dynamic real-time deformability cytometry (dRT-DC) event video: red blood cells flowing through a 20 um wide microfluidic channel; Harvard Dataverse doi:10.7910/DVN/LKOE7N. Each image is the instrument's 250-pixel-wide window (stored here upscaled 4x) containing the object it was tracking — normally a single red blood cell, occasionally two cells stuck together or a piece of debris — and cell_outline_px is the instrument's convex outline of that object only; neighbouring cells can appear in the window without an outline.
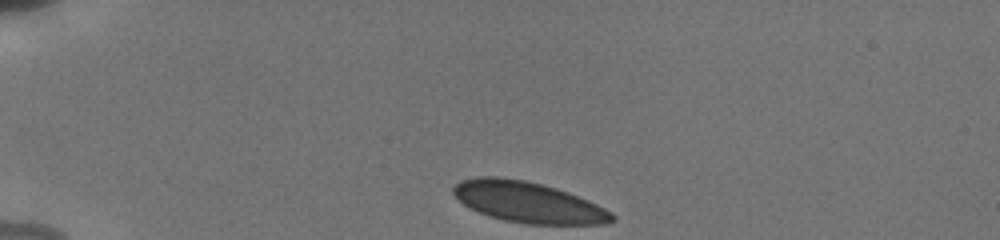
{"species": "human", "species_latin": "Homo sapiens", "temperature_condition": "cold", "stored_images_in_passage": 19, "camera_frame_rate_fps": 3000, "um_per_image_px": 0.085, "donor": {"sex": "male"}, "frame": {"image": 1, "passage_image": 1, "time_ms": 0.0, "image_size_px": [1000, 240], "cell_outline_px": [[616, 220], [604, 224], [524, 224], [504, 220], [488, 216], [464, 204], [452, 192], [452, 188], [460, 180], [476, 176], [496, 176], [524, 180], [556, 188], [568, 192], [588, 200], [612, 212], [616, 216]], "centroid_in_image_um": [44.9, 17.19], "position_along_channel_um": 40.1, "area_um2": 37.69}}
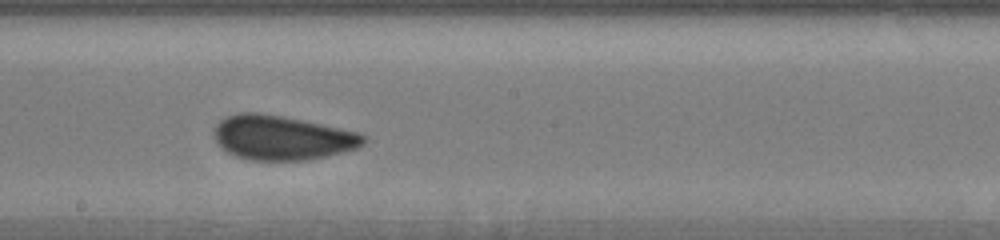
{"frame": {"image": 2, "passage_image": 7, "time_ms": 6.333, "image_size_px": [1000, 240], "cell_outline_px": [[368, 140], [364, 144], [356, 148], [308, 160], [252, 160], [236, 156], [228, 152], [216, 144], [216, 124], [220, 120], [236, 112], [260, 112], [284, 116], [360, 132], [368, 136]], "centroid_in_image_um": [24.0, 11.69], "position_along_channel_um": 224.2, "area_um2": 38.73}}
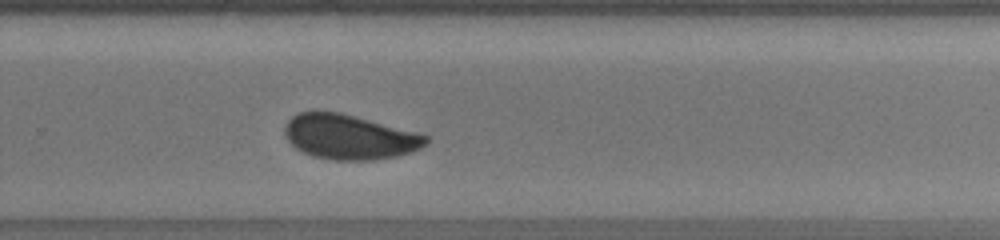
{"frame": {"image": 3, "passage_image": 10, "time_ms": 8.333, "image_size_px": [1000, 240], "cell_outline_px": [[428, 144], [412, 152], [396, 156], [376, 160], [332, 160], [312, 156], [296, 148], [288, 140], [284, 132], [284, 128], [288, 120], [292, 116], [300, 112], [340, 112], [356, 116], [416, 132], [428, 136]], "centroid_in_image_um": [29.71, 11.65], "position_along_channel_um": 300.1, "area_um2": 36.76}, "authors_computed_cell_mechanics": {"area_um2": 37.281, "velocity_mm_per_s": 3.8043, "shape_relaxation_time_tau1_ms": 5.7165, "shape_relaxation_time_tau2_ms": null, "deformation_change_tau1": 0.0815, "deformation_change_tau2": null}}